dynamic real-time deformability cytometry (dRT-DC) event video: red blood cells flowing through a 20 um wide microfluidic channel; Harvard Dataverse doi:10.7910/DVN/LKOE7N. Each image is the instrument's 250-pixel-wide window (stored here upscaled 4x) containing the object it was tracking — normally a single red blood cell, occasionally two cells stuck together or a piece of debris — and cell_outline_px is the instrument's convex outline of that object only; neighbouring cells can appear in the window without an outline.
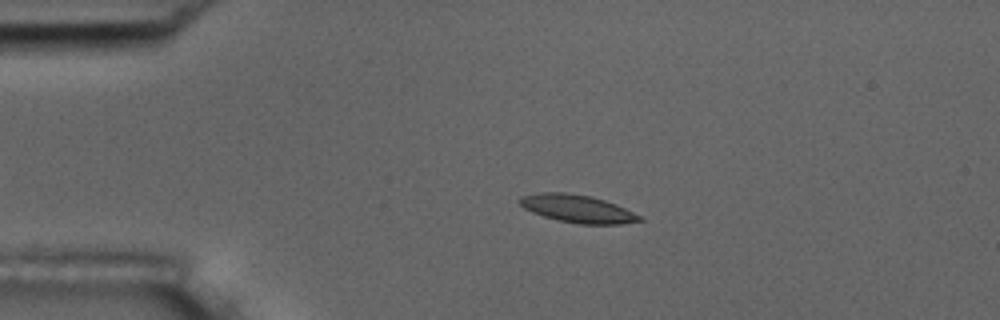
{"species": "common noctule bat (a hibernating species)", "species_latin": "Nyctalus noctula", "temperature_condition": "room temperature", "stored_images_in_passage": 3, "camera_frame_rate_fps": 3000, "um_per_image_px": 0.085, "animal": {"sex": "male", "body_mass_g": 17.5, "forearm_length_mm": 52.3}, "frame": {"image": 1, "passage_image": 2, "time_ms": 1.0, "image_size_px": [1000, 320], "cell_outline_px": [[644, 220], [620, 224], [580, 224], [556, 220], [532, 212], [524, 208], [516, 200], [520, 196], [536, 192], [568, 192], [592, 196], [616, 204], [640, 216]], "centroid_in_image_um": [49.02, 17.72], "position_along_channel_um": 36.0, "area_um2": 19.54}}